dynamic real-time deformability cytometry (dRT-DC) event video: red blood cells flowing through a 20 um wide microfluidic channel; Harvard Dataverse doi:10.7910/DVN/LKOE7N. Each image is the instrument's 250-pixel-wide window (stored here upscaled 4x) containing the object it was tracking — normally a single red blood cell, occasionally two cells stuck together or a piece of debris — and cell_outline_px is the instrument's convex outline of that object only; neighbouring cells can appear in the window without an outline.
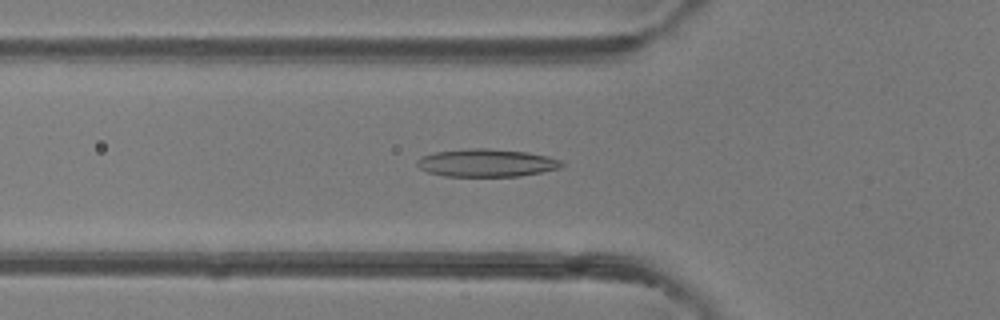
{"species": "common noctule bat (a hibernating species)", "species_latin": "Nyctalus noctula", "temperature_condition": "room temperature", "stored_images_in_passage": 49, "camera_frame_rate_fps": 3000, "um_per_image_px": 0.085, "animal": {"sex": "female"}, "frame": {"image": 1, "passage_image": 17, "time_ms": 5.333, "image_size_px": [1000, 320], "cell_outline_px": [[564, 164], [560, 168], [520, 176], [444, 176], [428, 172], [420, 168], [416, 164], [416, 160], [420, 156], [436, 152], [468, 148], [488, 148], [528, 152], [548, 156], [560, 160]], "centroid_in_image_um": [41.34, 13.84], "position_along_channel_um": 84.5, "area_um2": 23.47}}
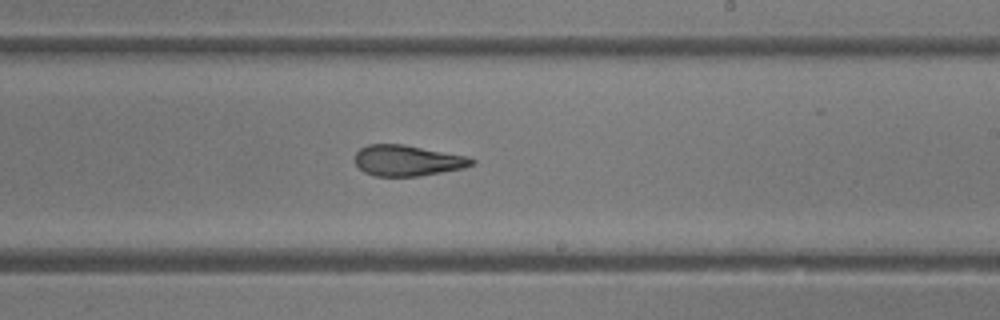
{"frame": {"image": 2, "passage_image": 29, "time_ms": 9.333, "image_size_px": [1000, 320], "cell_outline_px": [[476, 164], [464, 168], [420, 176], [376, 176], [364, 172], [356, 164], [356, 152], [360, 148], [368, 144], [404, 144], [464, 156], [476, 160]], "centroid_in_image_um": [34.64, 13.65], "position_along_channel_um": 254.4, "area_um2": 20.87}}
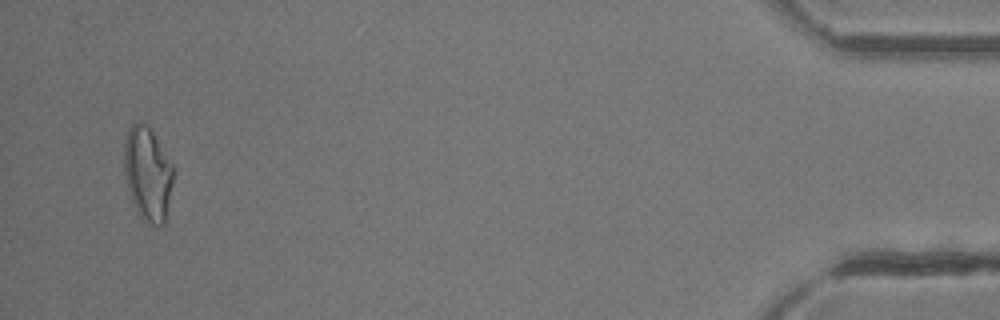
{"frame": {"image": 3, "passage_image": 47, "time_ms": 15.333, "image_size_px": [1000, 320], "cell_outline_px": [[172, 184], [164, 224], [156, 228], [148, 224], [136, 212], [132, 204], [124, 172], [124, 140], [128, 128], [132, 124], [140, 120], [152, 132], [172, 164]], "centroid_in_image_um": [12.52, 14.81], "position_along_channel_um": 422.7, "area_um2": 26.82}, "authors_computed_cell_mechanics": {"area_um2": 23.0622, "velocity_mm_per_s": 4.2342, "shape_relaxation_time_tau1_ms": 9.0112, "shape_relaxation_time_tau2_ms": 1.635, "deformation_change_tau1": 0.2481, "deformation_change_tau2": 0.108}}